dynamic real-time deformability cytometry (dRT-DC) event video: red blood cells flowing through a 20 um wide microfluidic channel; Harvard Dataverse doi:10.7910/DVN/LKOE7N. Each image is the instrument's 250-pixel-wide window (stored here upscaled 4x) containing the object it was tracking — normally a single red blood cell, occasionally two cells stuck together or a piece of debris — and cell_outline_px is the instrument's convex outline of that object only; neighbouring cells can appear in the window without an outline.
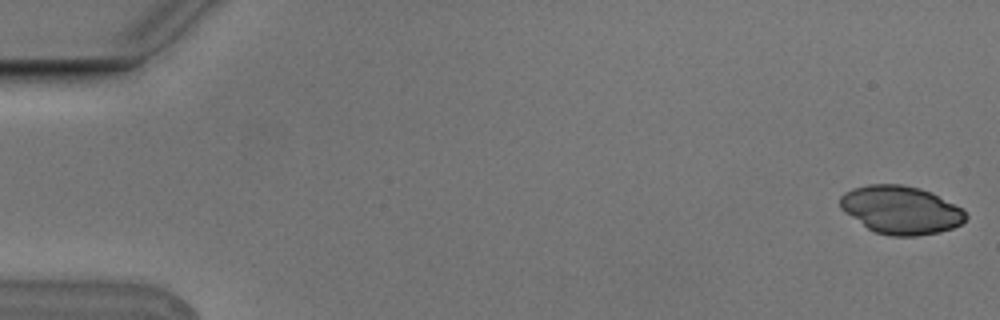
{"species": "Egyptian fruit bat (a non-hibernating species)", "species_latin": "Rousettus aegyptiacus", "temperature_condition": "cold", "stored_images_in_passage": 6, "camera_frame_rate_fps": 3000, "um_per_image_px": 0.085, "animal": {"sex": "male"}, "frame": {"image": 1, "passage_image": 1, "time_ms": 0.0, "image_size_px": [1000, 320], "cell_outline_px": [[968, 216], [960, 224], [952, 228], [940, 232], [916, 236], [892, 236], [876, 232], [868, 228], [844, 212], [840, 208], [840, 196], [844, 192], [852, 188], [868, 184], [900, 184], [920, 188], [964, 208]], "centroid_in_image_um": [76.57, 17.84], "position_along_channel_um": 8.4, "area_um2": 35.2}}